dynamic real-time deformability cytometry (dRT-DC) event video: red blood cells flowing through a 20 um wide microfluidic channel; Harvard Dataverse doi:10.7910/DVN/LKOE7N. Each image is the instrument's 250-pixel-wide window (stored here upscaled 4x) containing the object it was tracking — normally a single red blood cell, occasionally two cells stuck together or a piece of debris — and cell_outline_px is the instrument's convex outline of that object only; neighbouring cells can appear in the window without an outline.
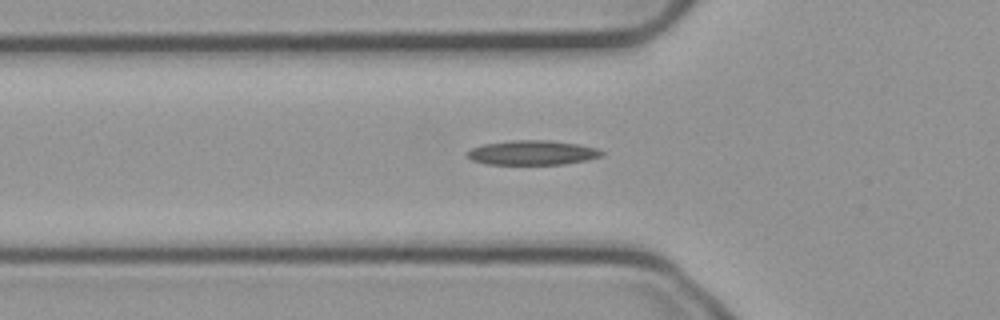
{"species": "common noctule bat (a hibernating species)", "species_latin": "Nyctalus noctula", "temperature_condition": "cold", "stored_images_in_passage": 42, "camera_frame_rate_fps": 3000, "um_per_image_px": 0.085, "animal": {"sex": "male", "body_mass_g": 23.1, "forearm_length_mm": 52.7}, "frame": {"image": 1, "passage_image": 11, "time_ms": 3.333, "image_size_px": [1000, 320], "cell_outline_px": [[604, 152], [600, 156], [584, 160], [564, 164], [484, 164], [472, 160], [468, 156], [468, 152], [472, 148], [484, 144], [512, 140], [548, 140], [580, 144], [596, 148]], "centroid_in_image_um": [45.24, 12.97], "position_along_channel_um": 80.6, "area_um2": 19.02}}
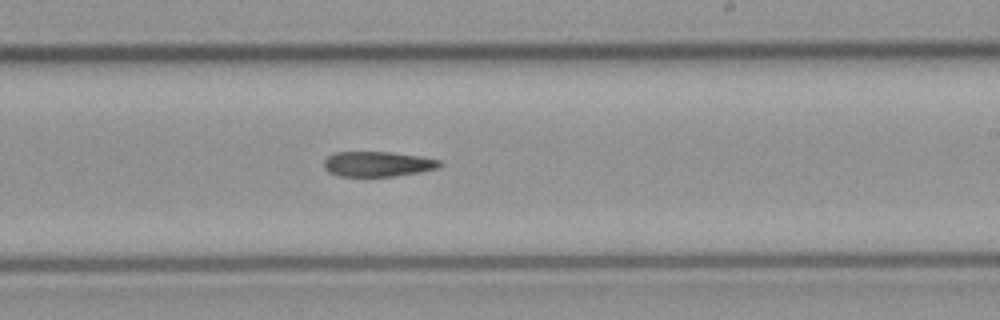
{"frame": {"image": 2, "passage_image": 25, "time_ms": 8.0, "image_size_px": [1000, 320], "cell_outline_px": [[444, 164], [440, 168], [420, 172], [392, 176], [340, 176], [328, 172], [324, 168], [324, 160], [328, 156], [336, 152], [392, 152], [420, 156], [440, 160]], "centroid_in_image_um": [32.13, 13.94], "position_along_channel_um": 256.9, "area_um2": 17.05}}
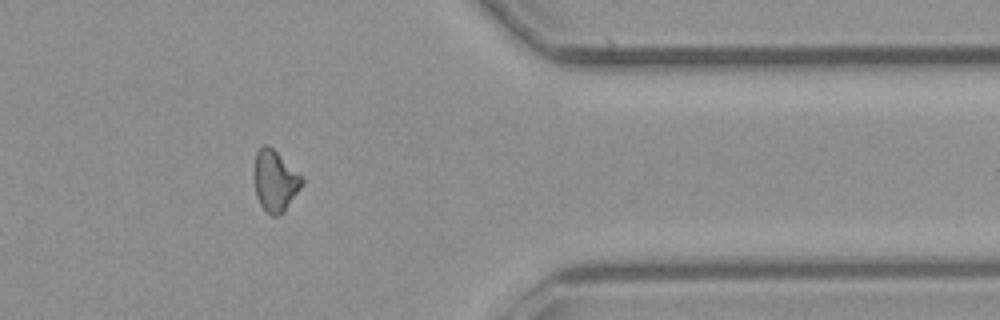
{"frame": {"image": 3, "passage_image": 37, "time_ms": 12.0, "image_size_px": [1000, 320], "cell_outline_px": [[304, 184], [284, 212], [280, 216], [272, 216], [260, 204], [256, 196], [252, 176], [252, 172], [256, 152], [264, 144], [268, 144], [304, 180]], "centroid_in_image_um": [23.33, 15.39], "position_along_channel_um": 388.1, "area_um2": 17.11}}